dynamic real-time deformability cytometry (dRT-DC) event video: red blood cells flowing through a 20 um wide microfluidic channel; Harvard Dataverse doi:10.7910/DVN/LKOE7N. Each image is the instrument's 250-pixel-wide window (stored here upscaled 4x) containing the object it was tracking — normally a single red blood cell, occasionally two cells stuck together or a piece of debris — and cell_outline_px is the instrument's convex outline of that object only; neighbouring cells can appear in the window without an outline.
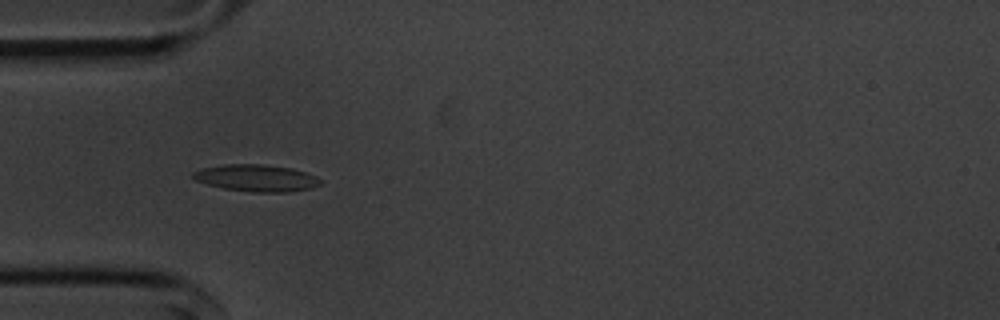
{"species": "common noctule bat (a hibernating species)", "species_latin": "Nyctalus noctula", "temperature_condition": "cold", "stored_images_in_passage": 55, "camera_frame_rate_fps": 3000, "um_per_image_px": 0.085, "animal": {"sex": "male", "body_mass_g": 20.1, "forearm_length_mm": 53.5}, "frame": {"image": 1, "passage_image": 17, "time_ms": 5.333, "image_size_px": [1000, 320], "cell_outline_px": [[320, 184], [312, 188], [288, 192], [252, 192], [224, 188], [208, 184], [196, 180], [192, 176], [192, 172], [204, 168], [224, 164], [260, 164], [292, 168], [316, 176], [320, 180]], "centroid_in_image_um": [21.8, 15.13], "position_along_channel_um": 63.2, "area_um2": 19.77}}
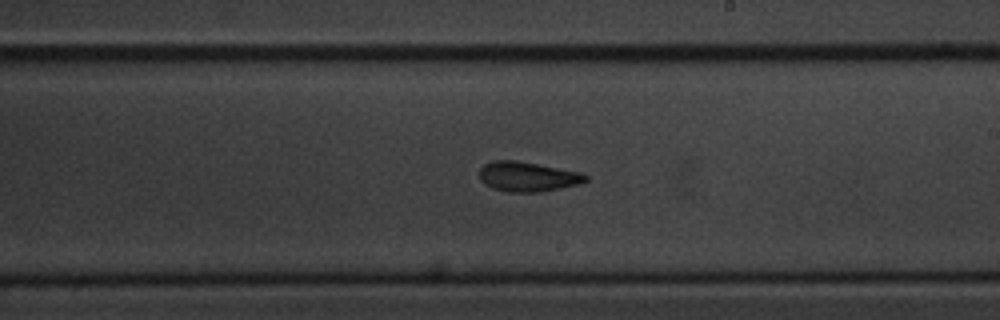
{"frame": {"image": 2, "passage_image": 32, "time_ms": 10.333, "image_size_px": [1000, 320], "cell_outline_px": [[588, 180], [580, 184], [540, 192], [508, 192], [492, 188], [484, 184], [480, 180], [480, 168], [484, 164], [492, 160], [516, 160], [580, 172], [588, 176]], "centroid_in_image_um": [44.83, 15.01], "position_along_channel_um": 244.2, "area_um2": 18.5}}
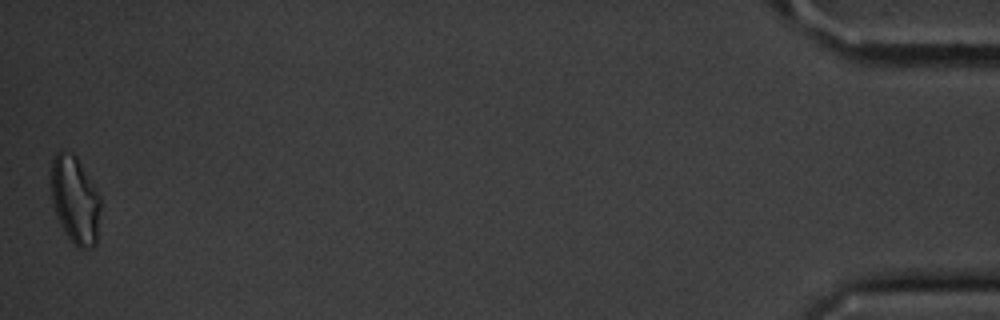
{"frame": {"image": 3, "passage_image": 55, "time_ms": 18.0, "image_size_px": [1000, 320], "cell_outline_px": [[100, 208], [96, 244], [92, 248], [76, 248], [64, 232], [56, 216], [52, 204], [52, 156], [60, 148], [64, 148], [72, 152], [76, 156], [100, 196]], "centroid_in_image_um": [6.36, 16.98], "position_along_channel_um": 428.8, "area_um2": 25.43}, "authors_computed_cell_mechanics": {"area_um2": 18.7272, "velocity_mm_per_s": 3.6295, "shape_relaxation_time_tau1_ms": 3.84, "shape_relaxation_time_tau2_ms": 2.9527, "deformation_change_tau1": 0.1075, "deformation_change_tau2": 0.1082}}